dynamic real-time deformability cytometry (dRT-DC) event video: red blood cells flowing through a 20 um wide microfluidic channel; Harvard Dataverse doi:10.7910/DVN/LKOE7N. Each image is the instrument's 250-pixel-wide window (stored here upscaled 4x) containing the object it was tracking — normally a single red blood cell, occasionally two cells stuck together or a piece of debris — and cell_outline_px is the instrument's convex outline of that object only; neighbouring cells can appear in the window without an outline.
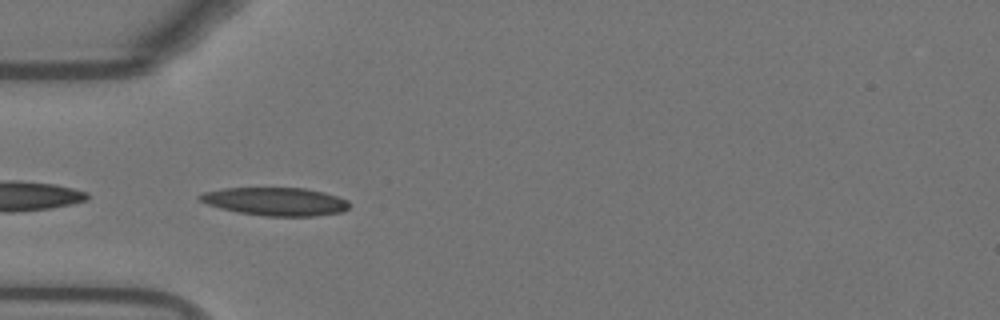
{"species": "Egyptian fruit bat (a non-hibernating species)", "species_latin": "Rousettus aegyptiacus", "temperature_condition": "warm", "stored_images_in_passage": 38, "camera_frame_rate_fps": 3000, "um_per_image_px": 0.085, "animal": {"sex": "female"}, "frame": {"image": 1, "passage_image": 1, "time_ms": 0.0, "image_size_px": [1000, 320], "cell_outline_px": [[348, 208], [340, 212], [316, 216], [264, 216], [236, 212], [220, 208], [208, 204], [200, 200], [196, 196], [204, 192], [224, 188], [304, 188], [324, 192], [348, 200]], "centroid_in_image_um": [23.39, 17.13], "position_along_channel_um": 61.6, "area_um2": 24.45}}
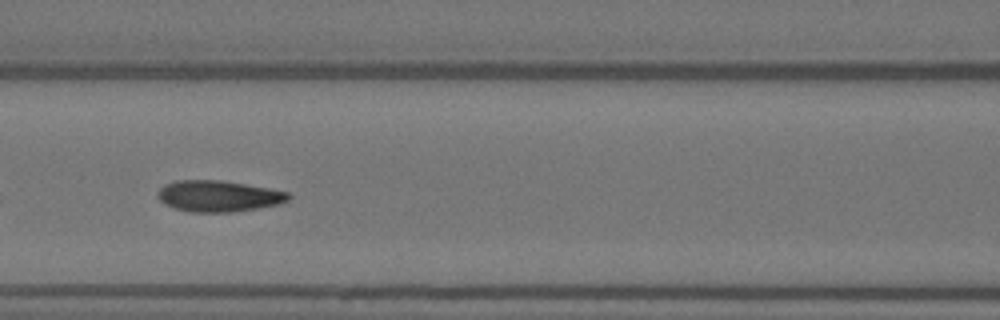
{"frame": {"image": 2, "passage_image": 8, "time_ms": 2.333, "image_size_px": [1000, 320], "cell_outline_px": [[292, 196], [288, 200], [280, 204], [232, 212], [192, 212], [176, 208], [160, 200], [156, 192], [164, 184], [176, 180], [220, 180], [268, 188], [288, 192]], "centroid_in_image_um": [18.58, 16.66], "position_along_channel_um": 148.0, "area_um2": 23.58}}
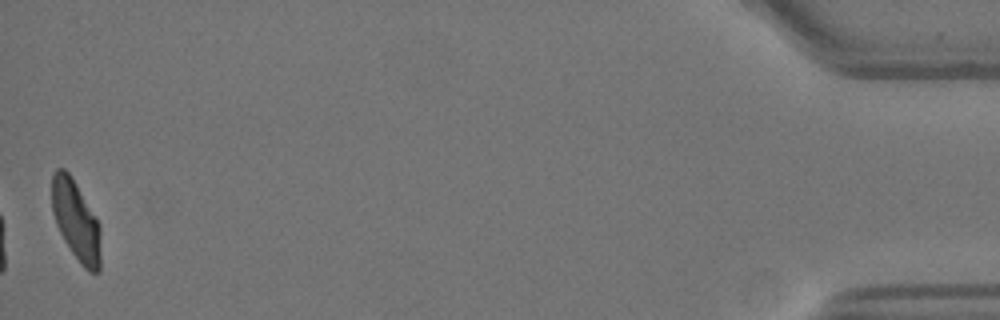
{"frame": {"image": 3, "passage_image": 38, "time_ms": 12.333, "image_size_px": [1000, 320], "cell_outline_px": [[100, 272], [88, 272], [80, 264], [64, 240], [56, 224], [52, 212], [52, 172], [56, 168], [64, 168], [72, 176], [100, 224]], "centroid_in_image_um": [6.46, 18.74], "position_along_channel_um": 428.7, "area_um2": 22.89}, "authors_computed_cell_mechanics": {"area_um2": 23.3801, "velocity_mm_per_s": 3.7402, "shape_relaxation_time_tau1_ms": 4.0442, "shape_relaxation_time_tau2_ms": 0.5871, "deformation_change_tau1": 0.1561, "deformation_change_tau2": 0.0519}}